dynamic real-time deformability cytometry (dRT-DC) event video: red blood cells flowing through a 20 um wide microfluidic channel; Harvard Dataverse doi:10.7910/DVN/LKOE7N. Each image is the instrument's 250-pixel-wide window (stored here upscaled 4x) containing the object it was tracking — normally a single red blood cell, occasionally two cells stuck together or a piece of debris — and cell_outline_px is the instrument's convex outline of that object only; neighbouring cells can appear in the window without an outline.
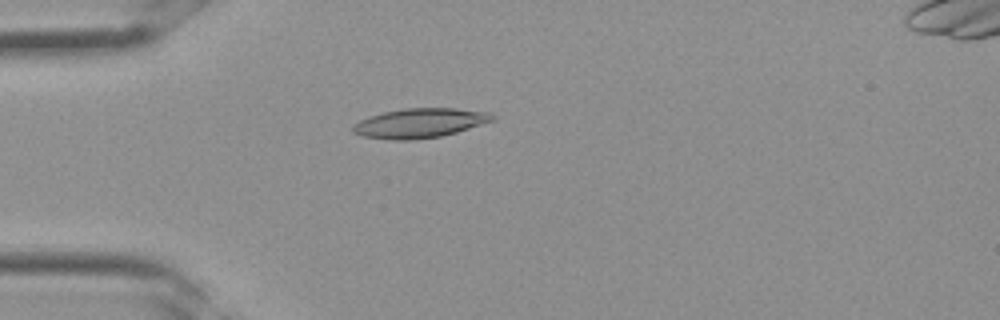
{"species": "Egyptian fruit bat (a non-hibernating species)", "species_latin": "Rousettus aegyptiacus", "temperature_condition": "room temperature", "stored_images_in_passage": 30, "camera_frame_rate_fps": 3000, "um_per_image_px": 0.085, "frame": {"image": 1, "passage_image": 5, "time_ms": 1.333, "image_size_px": [1000, 320], "cell_outline_px": [[496, 120], [456, 132], [440, 136], [412, 140], [392, 140], [360, 136], [352, 132], [352, 124], [368, 116], [384, 112], [404, 108], [456, 108], [492, 112], [496, 116]], "centroid_in_image_um": [35.69, 10.46], "position_along_channel_um": 49.3, "area_um2": 24.28}}
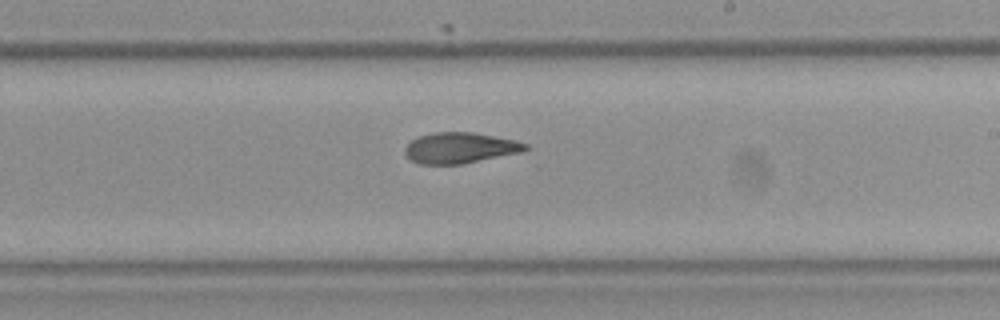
{"frame": {"image": 2, "passage_image": 16, "time_ms": 5.0, "image_size_px": [1000, 320], "cell_outline_px": [[532, 148], [524, 152], [464, 164], [420, 164], [412, 160], [404, 152], [404, 148], [416, 136], [432, 132], [472, 132], [512, 140], [528, 144]], "centroid_in_image_um": [39.13, 12.57], "position_along_channel_um": 249.9, "area_um2": 21.79}}
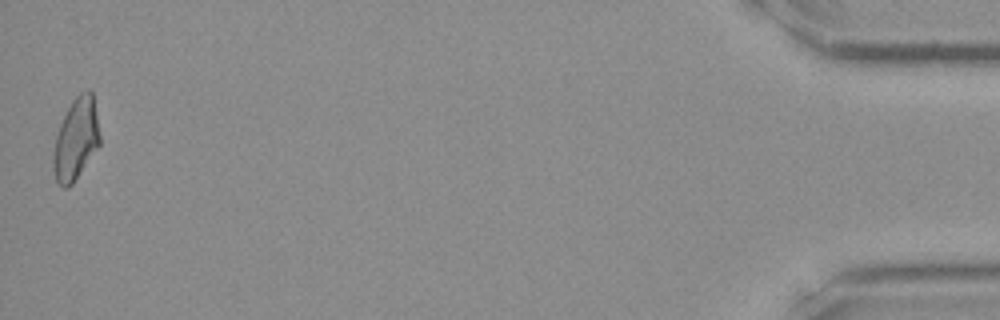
{"frame": {"image": 3, "passage_image": 30, "time_ms": 9.667, "image_size_px": [1000, 320], "cell_outline_px": [[100, 144], [72, 184], [68, 188], [64, 188], [56, 180], [52, 168], [52, 152], [56, 136], [60, 124], [72, 100], [80, 92], [92, 92], [100, 136]], "centroid_in_image_um": [6.43, 11.86], "position_along_channel_um": 428.8, "area_um2": 21.91}}